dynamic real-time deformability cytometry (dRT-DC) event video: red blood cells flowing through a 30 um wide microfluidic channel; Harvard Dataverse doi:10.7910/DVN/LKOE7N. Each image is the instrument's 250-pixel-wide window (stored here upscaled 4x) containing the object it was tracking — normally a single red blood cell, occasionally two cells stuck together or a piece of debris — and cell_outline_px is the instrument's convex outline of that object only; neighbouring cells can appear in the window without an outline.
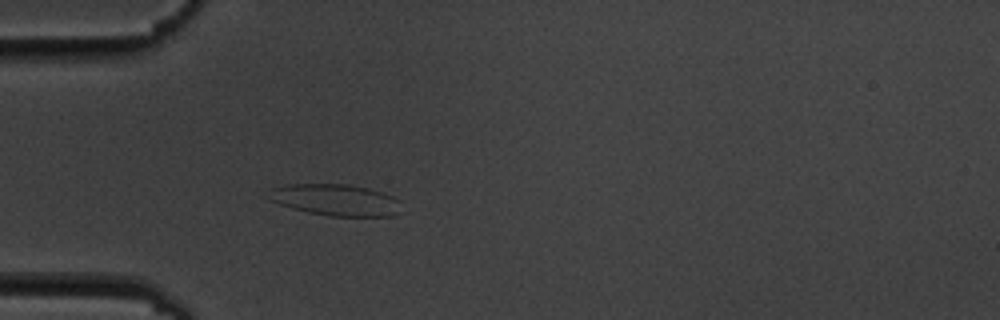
{"species": "common noctule bat (a hibernating species)", "species_latin": "Nyctalus noctula", "temperature_condition": "cold", "stored_images_in_passage": 5, "camera_frame_rate_fps": 3000, "um_per_image_px": 0.085, "animal": {"sex": "male", "body_mass_g": 19.5, "forearm_length_mm": 54.6}, "frame": {"image": 1, "passage_image": 5, "time_ms": 5.333, "image_size_px": [1000, 320], "cell_outline_px": [[400, 212], [392, 216], [328, 216], [308, 212], [292, 208], [280, 204], [272, 200], [272, 188], [284, 184], [348, 184], [368, 188], [392, 196], [400, 200]], "centroid_in_image_um": [28.59, 17.0], "position_along_channel_um": 56.4, "area_um2": 24.16}}